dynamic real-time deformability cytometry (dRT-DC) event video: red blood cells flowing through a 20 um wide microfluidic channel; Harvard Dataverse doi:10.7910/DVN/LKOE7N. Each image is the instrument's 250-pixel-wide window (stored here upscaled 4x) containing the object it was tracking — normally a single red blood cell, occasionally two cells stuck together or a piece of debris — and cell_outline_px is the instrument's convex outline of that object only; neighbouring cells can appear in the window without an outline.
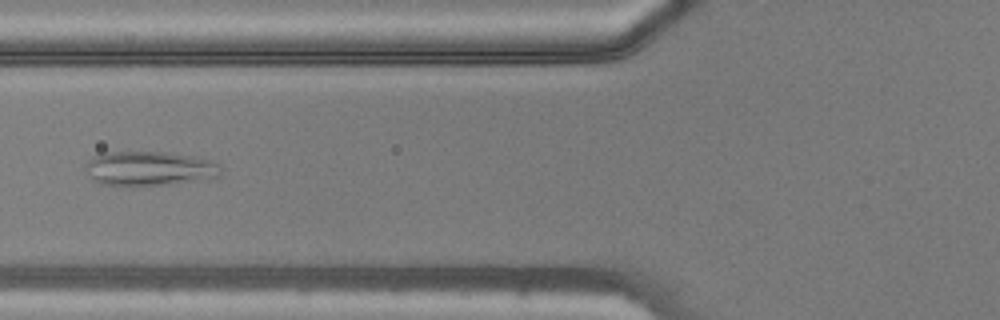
{"species": "common noctule bat (a hibernating species)", "species_latin": "Nyctalus noctula", "temperature_condition": "warm", "stored_images_in_passage": 44, "camera_frame_rate_fps": 3000, "um_per_image_px": 0.085, "animal": {"sex": "male", "body_mass_g": 20.5, "forearm_length_mm": 52.5}, "frame": {"image": 1, "passage_image": 16, "time_ms": 5.0, "image_size_px": [1000, 320], "cell_outline_px": [[220, 176], [216, 180], [164, 184], [100, 184], [92, 180], [88, 176], [84, 168], [84, 164], [92, 156], [104, 152], [164, 152], [192, 156], [212, 160], [220, 164]], "centroid_in_image_um": [12.73, 14.31], "position_along_channel_um": 113.1, "area_um2": 27.4}}
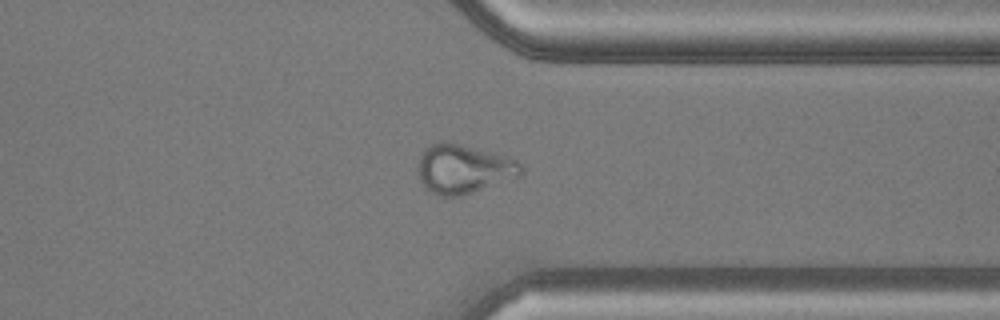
{"frame": {"image": 2, "passage_image": 34, "time_ms": 11.0, "image_size_px": [1000, 320], "cell_outline_px": [[524, 172], [520, 176], [460, 196], [440, 196], [424, 188], [420, 180], [416, 168], [420, 156], [424, 148], [428, 144], [440, 140], [448, 140], [504, 156], [516, 160], [524, 164]], "centroid_in_image_um": [39.36, 14.33], "position_along_channel_um": 372.0, "area_um2": 29.88}}
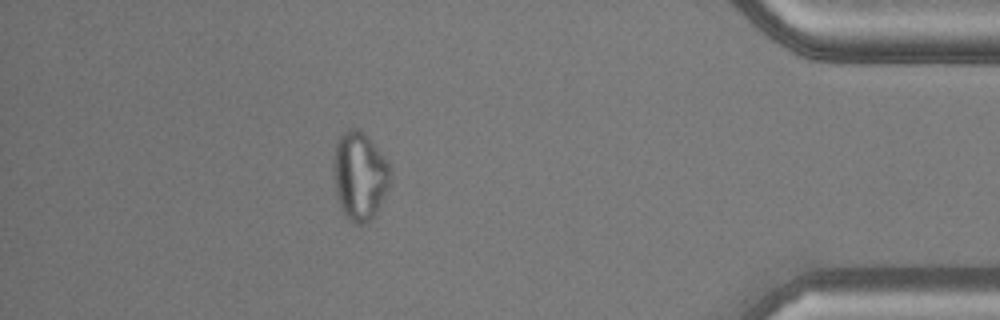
{"frame": {"image": 3, "passage_image": 39, "time_ms": 12.667, "image_size_px": [1000, 320], "cell_outline_px": [[392, 168], [388, 188], [384, 196], [372, 216], [364, 224], [356, 224], [348, 220], [344, 216], [340, 208], [336, 192], [332, 168], [336, 140], [348, 128], [360, 128]], "centroid_in_image_um": [30.53, 14.94], "position_along_channel_um": 404.7, "area_um2": 29.07}}